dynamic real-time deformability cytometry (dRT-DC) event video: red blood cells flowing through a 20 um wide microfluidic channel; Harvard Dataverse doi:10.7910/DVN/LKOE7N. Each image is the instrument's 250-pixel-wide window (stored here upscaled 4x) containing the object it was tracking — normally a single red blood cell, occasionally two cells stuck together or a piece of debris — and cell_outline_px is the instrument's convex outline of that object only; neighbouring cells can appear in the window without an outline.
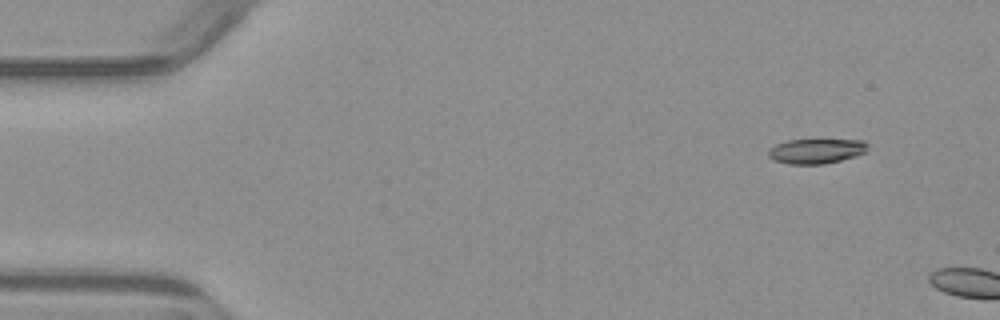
{"species": "common noctule bat (a hibernating species)", "species_latin": "Nyctalus noctula", "temperature_condition": "warm", "stored_images_in_passage": 2, "camera_frame_rate_fps": 3000, "um_per_image_px": 0.085, "animal": {"sex": "male", "body_mass_g": 23.1, "forearm_length_mm": 52.7}, "frame": {"image": 1, "passage_image": 1, "time_ms": 0.0, "image_size_px": [1000, 320], "cell_outline_px": [[868, 152], [856, 156], [824, 164], [788, 164], [772, 160], [768, 156], [768, 148], [776, 144], [788, 140], [864, 140], [868, 144]], "centroid_in_image_um": [69.38, 12.84], "position_along_channel_um": 15.6, "area_um2": 14.57}}